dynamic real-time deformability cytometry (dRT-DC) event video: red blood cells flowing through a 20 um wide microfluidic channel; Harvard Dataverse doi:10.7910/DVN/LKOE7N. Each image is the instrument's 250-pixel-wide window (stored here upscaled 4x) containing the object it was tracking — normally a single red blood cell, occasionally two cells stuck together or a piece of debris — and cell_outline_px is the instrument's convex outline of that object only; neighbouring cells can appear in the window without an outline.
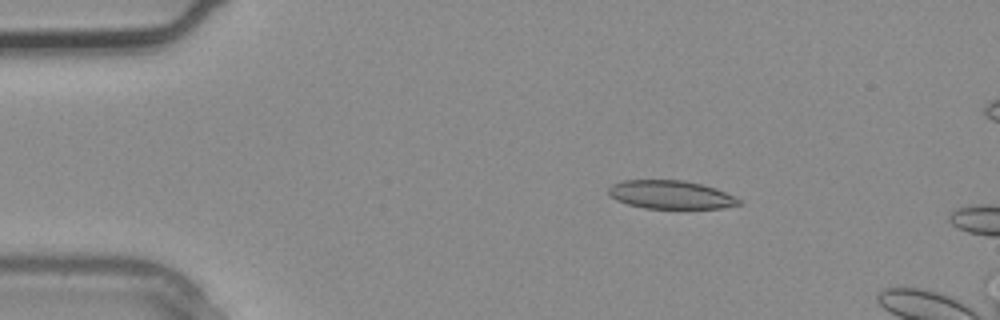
{"species": "common noctule bat (a hibernating species)", "species_latin": "Nyctalus noctula", "temperature_condition": "warm", "stored_images_in_passage": 2, "camera_frame_rate_fps": 3000, "um_per_image_px": 0.085, "animal": {"sex": "male", "body_mass_g": 20.4}, "frame": {"image": 1, "passage_image": 1, "time_ms": 0.0, "image_size_px": [1000, 320], "cell_outline_px": [[740, 204], [720, 208], [644, 208], [628, 204], [616, 200], [608, 192], [608, 188], [612, 184], [624, 180], [684, 180], [704, 184], [716, 188], [736, 196], [740, 200]], "centroid_in_image_um": [57.03, 16.54], "position_along_channel_um": 28.0, "area_um2": 21.56}}